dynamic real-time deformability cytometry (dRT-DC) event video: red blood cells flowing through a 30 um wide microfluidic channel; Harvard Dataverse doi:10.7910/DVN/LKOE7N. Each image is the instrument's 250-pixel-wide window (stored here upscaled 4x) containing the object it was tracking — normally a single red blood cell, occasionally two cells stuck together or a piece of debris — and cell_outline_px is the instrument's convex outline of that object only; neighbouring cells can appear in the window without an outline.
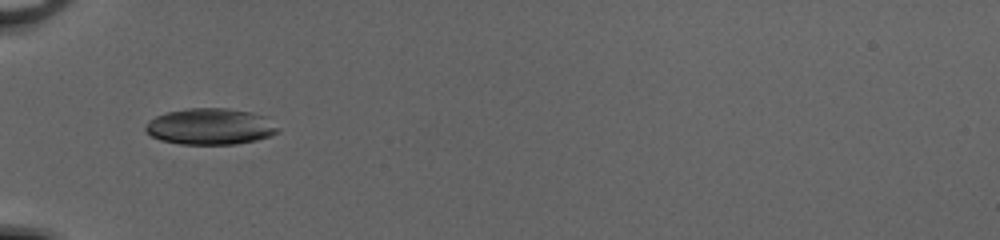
{"species": "common noctule bat (a hibernating species)", "species_latin": "Nyctalus noctula", "temperature_condition": "cold", "stored_images_in_passage": 6, "camera_frame_rate_fps": 3000, "um_per_image_px": 0.085, "animal": {"sex": "female", "body_mass_g": 20.0, "forearm_length_mm": 54.0}, "frame": {"image": 1, "passage_image": 1, "time_ms": 0.0, "image_size_px": [1000, 240], "cell_outline_px": [[280, 132], [272, 136], [256, 140], [236, 144], [180, 144], [160, 140], [152, 136], [144, 128], [148, 120], [156, 116], [168, 112], [188, 108], [228, 108], [252, 112], [264, 116], [280, 128]], "centroid_in_image_um": [17.9, 10.75], "position_along_channel_um": 67.1, "area_um2": 28.15}}